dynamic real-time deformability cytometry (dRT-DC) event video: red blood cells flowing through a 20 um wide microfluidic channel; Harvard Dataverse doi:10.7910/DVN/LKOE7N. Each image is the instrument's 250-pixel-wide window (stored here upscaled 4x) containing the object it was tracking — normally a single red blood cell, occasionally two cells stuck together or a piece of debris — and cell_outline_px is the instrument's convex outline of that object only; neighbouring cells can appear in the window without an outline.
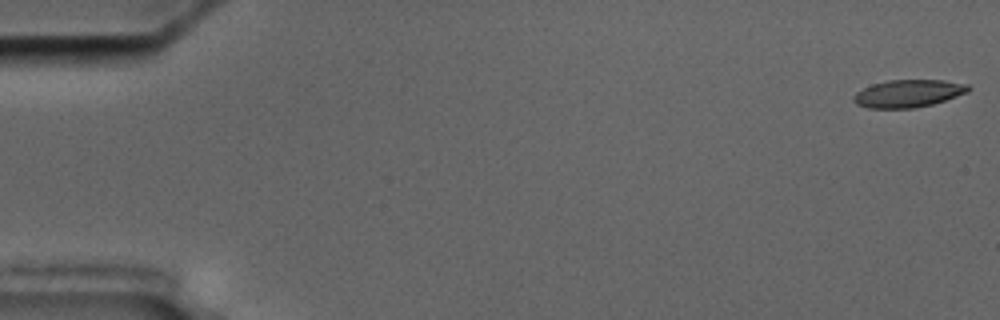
{"species": "common noctule bat (a hibernating species)", "species_latin": "Nyctalus noctula", "temperature_condition": "cold", "stored_images_in_passage": 5, "camera_frame_rate_fps": 3000, "um_per_image_px": 0.085, "animal": {"sex": "male", "body_mass_g": 17.5, "forearm_length_mm": 52.3}, "frame": {"image": 1, "passage_image": 1, "time_ms": 0.0, "image_size_px": [1000, 320], "cell_outline_px": [[972, 88], [968, 92], [932, 104], [912, 108], [868, 108], [856, 104], [852, 100], [852, 96], [856, 92], [872, 84], [888, 80], [944, 80], [968, 84]], "centroid_in_image_um": [77.18, 7.94], "position_along_channel_um": 7.8, "area_um2": 18.44}}